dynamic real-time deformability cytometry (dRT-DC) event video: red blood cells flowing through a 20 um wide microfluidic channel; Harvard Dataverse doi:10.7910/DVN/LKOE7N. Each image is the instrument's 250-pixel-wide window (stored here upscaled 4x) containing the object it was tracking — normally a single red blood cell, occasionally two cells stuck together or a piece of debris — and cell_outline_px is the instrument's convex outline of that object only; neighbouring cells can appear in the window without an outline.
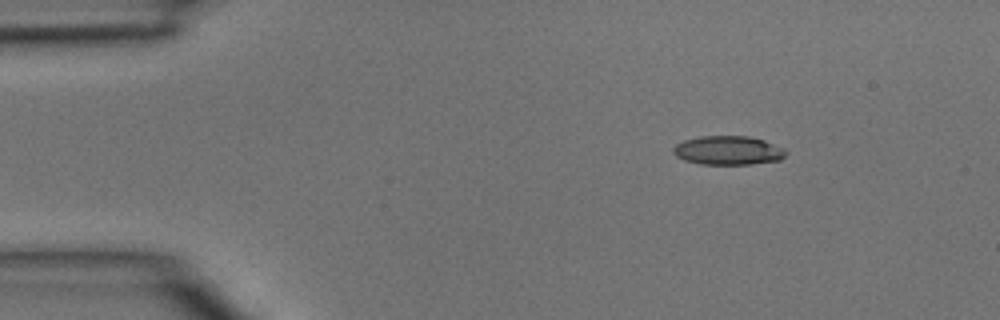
{"species": "common noctule bat (a hibernating species)", "species_latin": "Nyctalus noctula", "temperature_condition": "room temperature", "stored_images_in_passage": 3, "camera_frame_rate_fps": 3000, "um_per_image_px": 0.085, "animal": {"sex": "male", "body_mass_g": 15.6}, "frame": {"image": 1, "passage_image": 1, "time_ms": 0.0, "image_size_px": [1000, 320], "cell_outline_px": [[788, 152], [780, 160], [752, 164], [700, 164], [684, 160], [676, 156], [672, 152], [672, 148], [676, 144], [684, 140], [700, 136], [748, 136], [764, 140], [784, 148]], "centroid_in_image_um": [61.88, 12.78], "position_along_channel_um": 23.1, "area_um2": 19.07}}
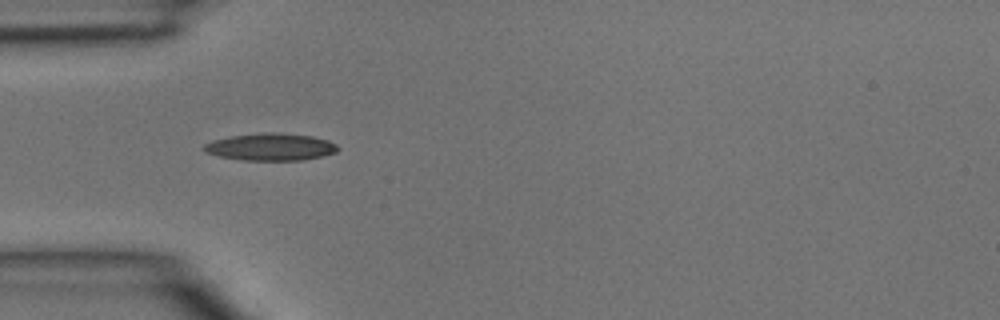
{"frame": {"image": 2, "passage_image": 3, "time_ms": 0.667, "image_size_px": [1000, 320], "cell_outline_px": [[340, 148], [336, 152], [324, 156], [304, 160], [244, 160], [220, 156], [204, 152], [204, 144], [212, 140], [228, 136], [264, 132], [276, 132], [312, 136], [328, 140], [336, 144]], "centroid_in_image_um": [23.02, 12.48], "position_along_channel_um": 62.0, "area_um2": 21.39}}